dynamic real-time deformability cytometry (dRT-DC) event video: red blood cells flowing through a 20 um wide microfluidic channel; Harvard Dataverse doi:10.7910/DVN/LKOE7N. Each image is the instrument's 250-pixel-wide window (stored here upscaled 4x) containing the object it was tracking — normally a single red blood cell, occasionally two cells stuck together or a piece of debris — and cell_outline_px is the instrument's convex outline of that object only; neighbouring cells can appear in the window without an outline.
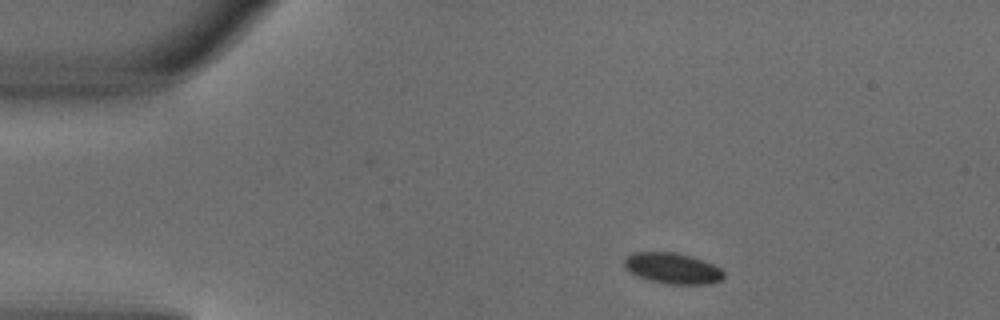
{"species": "common noctule bat (a hibernating species)", "species_latin": "Nyctalus noctula", "temperature_condition": "warm", "stored_images_in_passage": 4, "camera_frame_rate_fps": 3000, "um_per_image_px": 0.085, "animal": {"sex": "male", "body_mass_g": 18.8}, "frame": {"image": 1, "passage_image": 1, "time_ms": 0.0, "image_size_px": [1000, 320], "cell_outline_px": [[724, 276], [720, 280], [712, 284], [664, 284], [640, 276], [624, 268], [624, 260], [632, 252], [676, 252], [692, 256], [704, 260], [720, 268], [724, 272]], "centroid_in_image_um": [57.2, 22.8], "position_along_channel_um": 27.8, "area_um2": 17.86}}
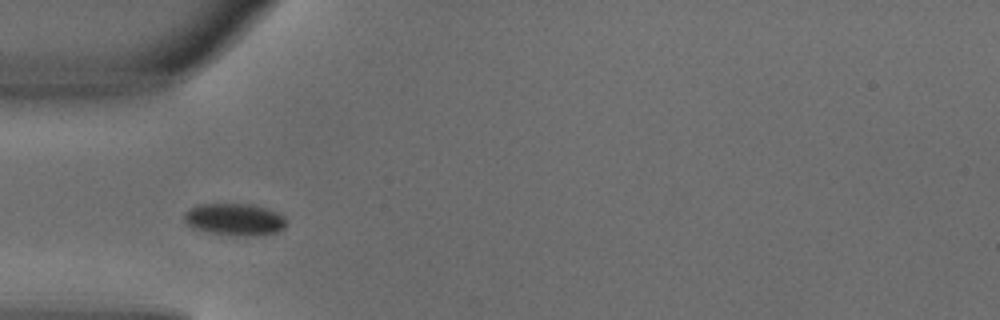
{"frame": {"image": 2, "passage_image": 3, "time_ms": 0.667, "image_size_px": [1000, 320], "cell_outline_px": [[288, 220], [284, 228], [276, 232], [260, 236], [236, 236], [208, 232], [192, 228], [184, 220], [184, 212], [188, 208], [200, 204], [252, 204], [276, 212], [284, 216]], "centroid_in_image_um": [19.95, 18.66], "position_along_channel_um": 65.1, "area_um2": 19.31}}
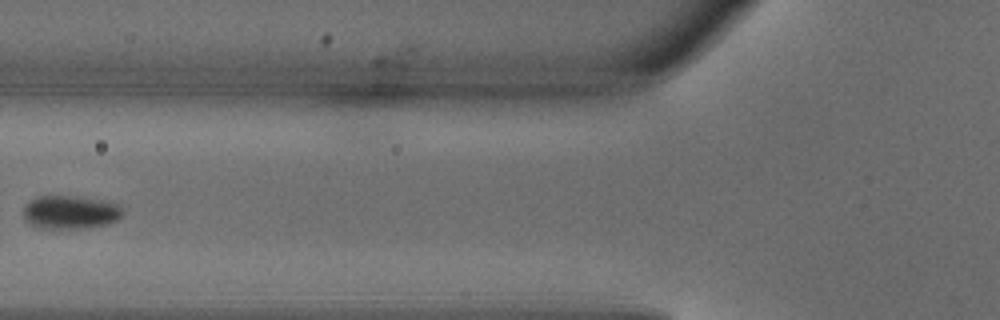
{"frame": {"image": 3, "passage_image": 4, "time_ms": 1.0, "image_size_px": [1000, 320], "cell_outline_px": [[124, 212], [116, 220], [108, 224], [88, 228], [40, 228], [32, 224], [24, 216], [24, 204], [28, 200], [36, 196], [76, 196], [116, 200], [124, 208]], "centroid_in_image_um": [6.07, 18.0], "position_along_channel_um": 119.7, "area_um2": 19.88}}